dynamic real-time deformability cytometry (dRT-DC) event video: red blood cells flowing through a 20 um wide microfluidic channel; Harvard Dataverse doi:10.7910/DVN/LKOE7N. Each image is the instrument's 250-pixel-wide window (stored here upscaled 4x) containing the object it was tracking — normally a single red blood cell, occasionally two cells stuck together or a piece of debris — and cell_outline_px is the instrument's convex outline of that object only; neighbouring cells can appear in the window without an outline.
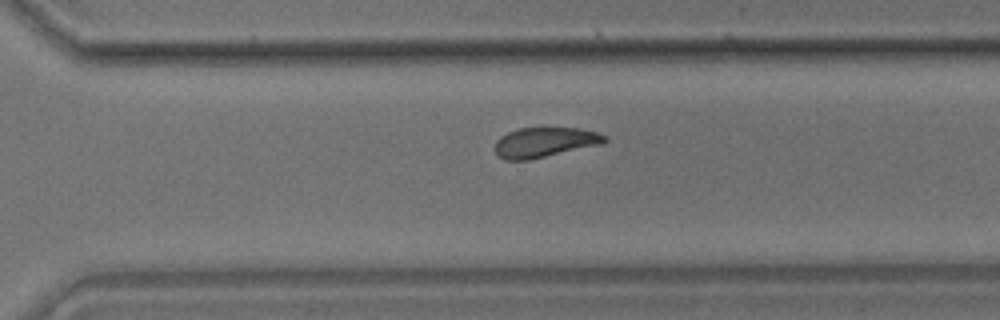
{"species": "common noctule bat (a hibernating species)", "species_latin": "Nyctalus noctula", "temperature_condition": "room temperature", "stored_images_in_passage": 12, "camera_frame_rate_fps": 3000, "um_per_image_px": 0.085, "animal": {"sex": "male", "body_mass_g": 17.9}, "frame": {"image": 1, "passage_image": 12, "time_ms": 14.333, "image_size_px": [1000, 320], "cell_outline_px": [[608, 140], [604, 144], [528, 160], [504, 160], [496, 152], [496, 140], [500, 136], [508, 132], [520, 128], [580, 128], [596, 132], [604, 136]], "centroid_in_image_um": [46.32, 12.1], "position_along_channel_um": 324.3, "area_um2": 19.07}}